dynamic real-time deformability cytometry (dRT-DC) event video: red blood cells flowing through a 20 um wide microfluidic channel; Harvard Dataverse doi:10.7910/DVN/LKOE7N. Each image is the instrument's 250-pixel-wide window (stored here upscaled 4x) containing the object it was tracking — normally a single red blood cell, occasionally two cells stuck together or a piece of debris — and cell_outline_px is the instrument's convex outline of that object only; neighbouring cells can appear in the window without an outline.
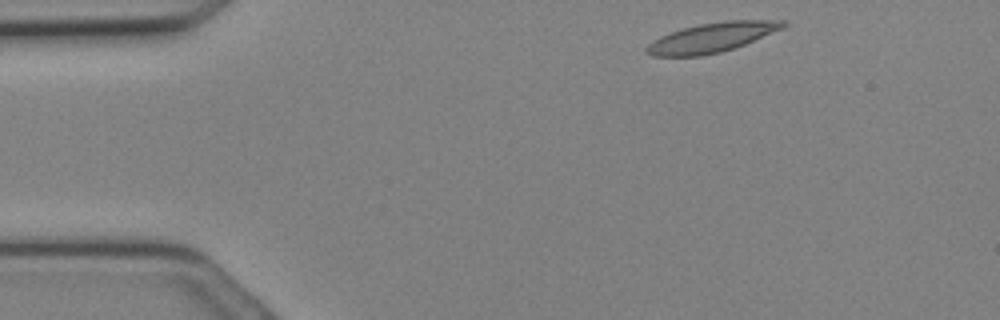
{"species": "Egyptian fruit bat (a non-hibernating species)", "species_latin": "Rousettus aegyptiacus", "temperature_condition": "cold", "stored_images_in_passage": 26, "camera_frame_rate_fps": 3000, "um_per_image_px": 0.085, "animal": {"sex": "female"}, "frame": {"image": 1, "passage_image": 1, "time_ms": 0.0, "image_size_px": [1000, 320], "cell_outline_px": [[788, 24], [784, 28], [744, 44], [720, 52], [700, 56], [652, 56], [644, 52], [644, 48], [652, 40], [660, 36], [684, 28], [700, 24], [728, 20], [788, 20]], "centroid_in_image_um": [60.5, 3.19], "position_along_channel_um": 24.5, "area_um2": 23.41}}
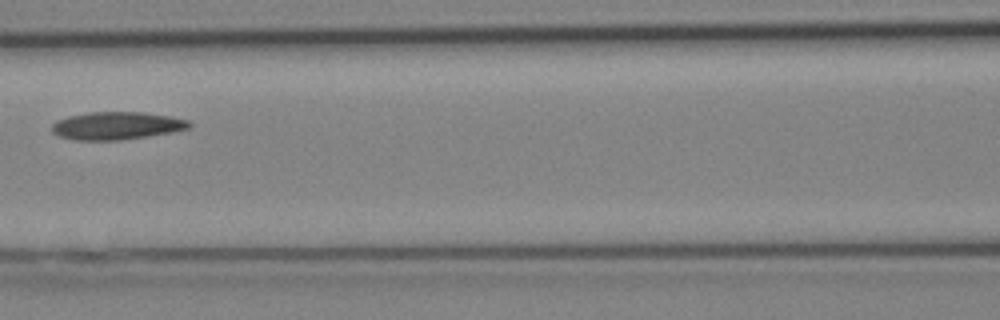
{"frame": {"image": 2, "passage_image": 10, "time_ms": 3.0, "image_size_px": [1000, 320], "cell_outline_px": [[192, 128], [172, 132], [148, 136], [120, 140], [72, 140], [60, 136], [52, 132], [52, 124], [56, 120], [68, 116], [88, 112], [140, 112], [168, 116], [188, 120], [192, 124]], "centroid_in_image_um": [9.91, 10.69], "position_along_channel_um": 156.7, "area_um2": 22.25}}
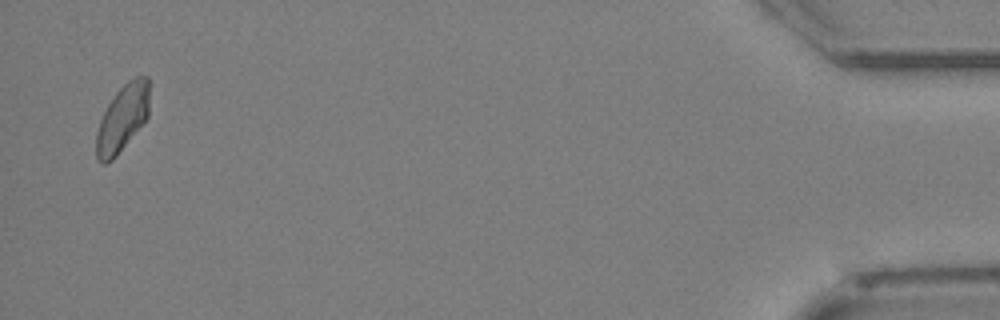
{"frame": {"image": 3, "passage_image": 26, "time_ms": 8.333, "image_size_px": [1000, 320], "cell_outline_px": [[148, 116], [116, 156], [112, 160], [104, 164], [96, 156], [96, 132], [100, 120], [108, 104], [116, 92], [132, 76], [148, 76]], "centroid_in_image_um": [10.39, 10.02], "position_along_channel_um": 424.8, "area_um2": 20.35}}